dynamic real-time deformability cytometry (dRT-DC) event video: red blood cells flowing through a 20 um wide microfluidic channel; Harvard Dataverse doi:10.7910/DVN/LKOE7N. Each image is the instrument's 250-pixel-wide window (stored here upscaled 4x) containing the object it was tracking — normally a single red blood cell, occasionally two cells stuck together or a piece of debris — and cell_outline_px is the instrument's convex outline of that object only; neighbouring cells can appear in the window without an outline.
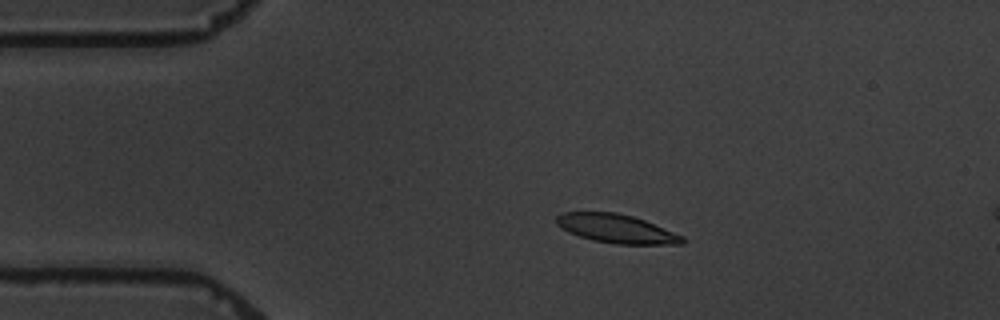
{"species": "common noctule bat (a hibernating species)", "species_latin": "Nyctalus noctula", "temperature_condition": "warm", "stored_images_in_passage": 9, "camera_frame_rate_fps": 3000, "um_per_image_px": 0.085, "animal": {"sex": "male", "body_mass_g": 19.5, "forearm_length_mm": 54.6}, "frame": {"image": 1, "passage_image": 3, "time_ms": 3.333, "image_size_px": [1000, 320], "cell_outline_px": [[688, 240], [684, 244], [616, 244], [592, 240], [568, 232], [556, 224], [556, 216], [560, 212], [616, 212], [632, 216], [644, 220], [684, 236]], "centroid_in_image_um": [52.41, 19.44], "position_along_channel_um": 32.6, "area_um2": 21.15}}
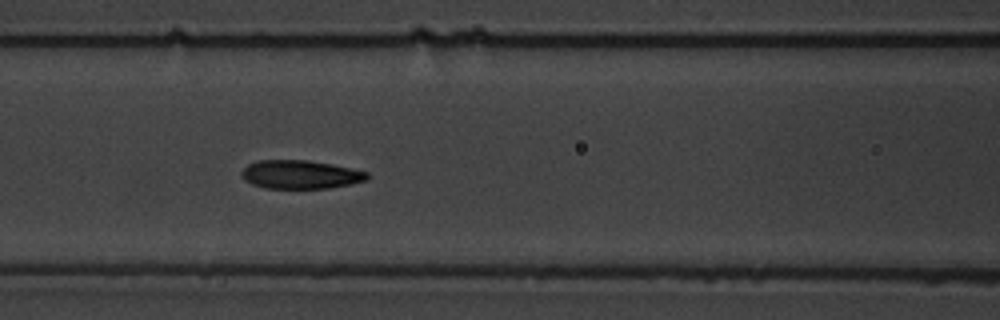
{"frame": {"image": 2, "passage_image": 7, "time_ms": 7.667, "image_size_px": [1000, 320], "cell_outline_px": [[368, 180], [328, 188], [264, 188], [252, 184], [244, 180], [240, 176], [240, 172], [248, 164], [256, 160], [308, 160], [332, 164], [352, 168], [368, 172]], "centroid_in_image_um": [25.5, 14.82], "position_along_channel_um": 141.1, "area_um2": 20.98}}
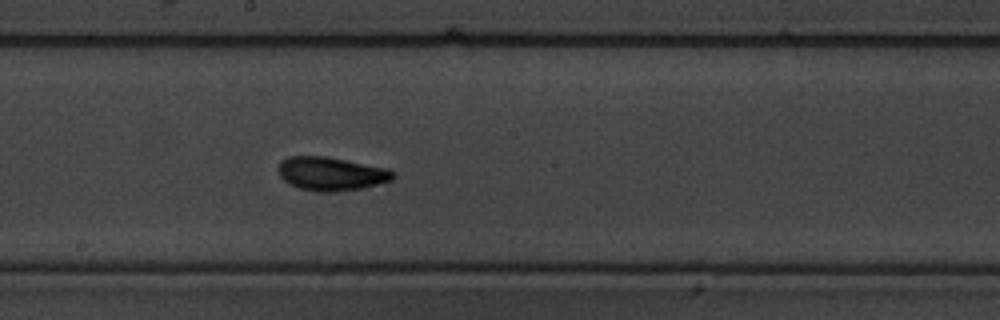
{"frame": {"image": 3, "passage_image": 9, "time_ms": 10.0, "image_size_px": [1000, 320], "cell_outline_px": [[396, 176], [392, 180], [364, 188], [336, 192], [316, 192], [300, 188], [288, 184], [280, 176], [280, 160], [288, 156], [324, 156], [392, 168], [396, 172]], "centroid_in_image_um": [28.22, 14.77], "position_along_channel_um": 220.0, "area_um2": 22.83}}